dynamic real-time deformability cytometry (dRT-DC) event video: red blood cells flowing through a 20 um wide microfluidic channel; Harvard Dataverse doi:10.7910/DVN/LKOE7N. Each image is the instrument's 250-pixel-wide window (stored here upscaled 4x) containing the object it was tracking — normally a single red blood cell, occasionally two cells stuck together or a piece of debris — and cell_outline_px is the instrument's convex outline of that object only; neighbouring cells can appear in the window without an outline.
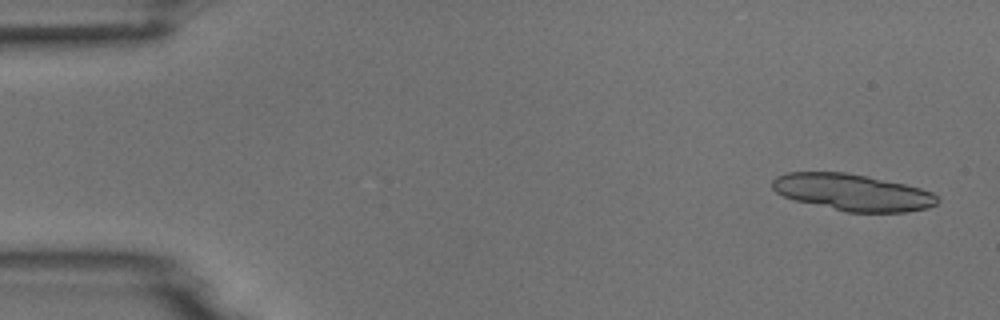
{"species": "common noctule bat (a hibernating species)", "species_latin": "Nyctalus noctula", "temperature_condition": "room temperature", "stored_images_in_passage": 5, "camera_frame_rate_fps": 3000, "um_per_image_px": 0.085, "animal": {"sex": "male", "body_mass_g": 18.8}, "frame": {"image": 1, "passage_image": 1, "time_ms": 0.0, "image_size_px": [1000, 320], "cell_outline_px": [[940, 200], [936, 204], [928, 208], [904, 212], [848, 212], [796, 200], [784, 196], [776, 192], [772, 188], [772, 180], [776, 176], [784, 172], [844, 172], [868, 176], [904, 184], [920, 188], [932, 192]], "centroid_in_image_um": [72.46, 16.34], "position_along_channel_um": 12.5, "area_um2": 35.14}}
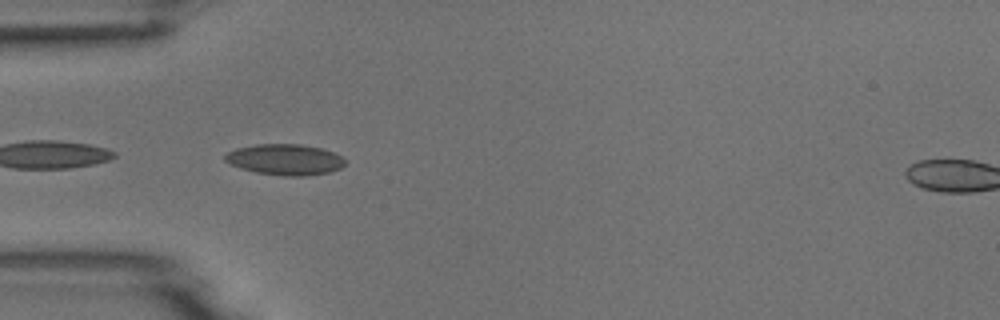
{"frame": {"image": 2, "passage_image": 5, "time_ms": 4.667, "image_size_px": [1000, 320], "cell_outline_px": [[344, 164], [340, 168], [328, 172], [304, 176], [284, 176], [256, 172], [240, 168], [224, 160], [224, 156], [228, 152], [236, 148], [256, 144], [300, 144], [320, 148], [332, 152], [340, 156], [344, 160]], "centroid_in_image_um": [24.19, 13.56], "position_along_channel_um": 60.8, "area_um2": 21.39}}